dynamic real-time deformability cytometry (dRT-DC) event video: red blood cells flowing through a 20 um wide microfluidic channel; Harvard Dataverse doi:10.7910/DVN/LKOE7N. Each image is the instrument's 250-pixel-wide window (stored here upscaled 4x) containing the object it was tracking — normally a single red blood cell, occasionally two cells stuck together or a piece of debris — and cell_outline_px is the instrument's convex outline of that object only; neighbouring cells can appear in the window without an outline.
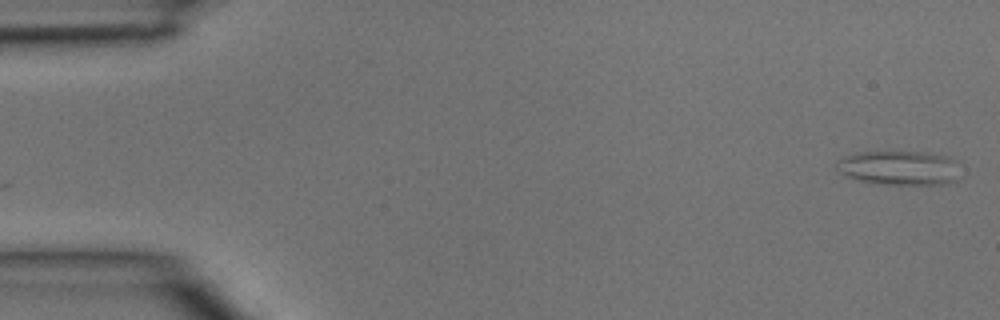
{"species": "common noctule bat (a hibernating species)", "species_latin": "Nyctalus noctula", "temperature_condition": "room temperature", "stored_images_in_passage": 4, "camera_frame_rate_fps": 3000, "um_per_image_px": 0.085, "animal": {"sex": "male", "body_mass_g": 15.6}, "frame": {"image": 1, "passage_image": 1, "time_ms": 0.0, "image_size_px": [1000, 320], "cell_outline_px": [[956, 180], [944, 184], [876, 184], [860, 180], [848, 176], [840, 172], [836, 168], [836, 160], [844, 156], [860, 152], [924, 152], [948, 156], [952, 160]], "centroid_in_image_um": [76.33, 14.27], "position_along_channel_um": 8.7, "area_um2": 24.22}}
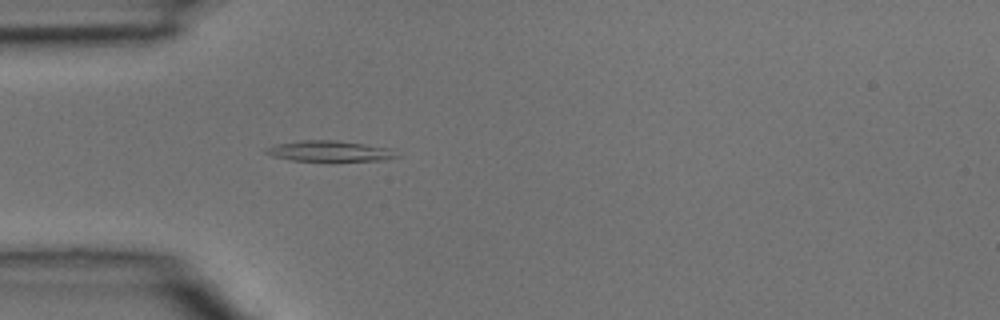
{"frame": {"image": 2, "passage_image": 4, "time_ms": 1.0, "image_size_px": [1000, 320], "cell_outline_px": [[400, 156], [384, 160], [292, 160], [272, 156], [264, 152], [264, 148], [276, 144], [300, 140], [336, 140], [396, 148]], "centroid_in_image_um": [28.08, 12.82], "position_along_channel_um": 56.9, "area_um2": 15.84}}